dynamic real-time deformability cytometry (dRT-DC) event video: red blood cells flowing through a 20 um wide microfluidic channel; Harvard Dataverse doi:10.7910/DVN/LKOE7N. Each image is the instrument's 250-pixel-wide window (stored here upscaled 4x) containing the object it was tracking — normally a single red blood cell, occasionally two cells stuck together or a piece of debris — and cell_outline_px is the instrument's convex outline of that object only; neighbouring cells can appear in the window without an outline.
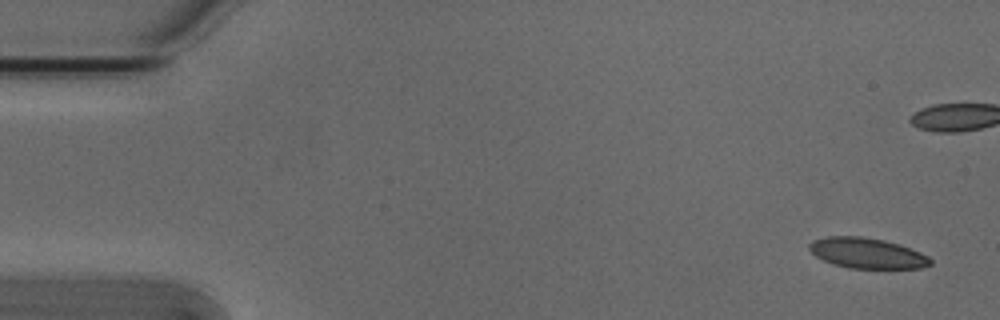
{"species": "Egyptian fruit bat (a non-hibernating species)", "species_latin": "Rousettus aegyptiacus", "temperature_condition": "cold", "stored_images_in_passage": 8, "camera_frame_rate_fps": 3000, "um_per_image_px": 0.085, "animal": {"sex": "male"}, "frame": {"image": 1, "passage_image": 1, "time_ms": 0.0, "image_size_px": [1000, 320], "cell_outline_px": [[932, 264], [920, 268], [848, 268], [832, 264], [816, 256], [808, 248], [808, 244], [812, 240], [828, 236], [860, 236], [884, 240], [900, 244], [920, 252], [928, 256], [932, 260]], "centroid_in_image_um": [73.69, 21.51], "position_along_channel_um": 11.3, "area_um2": 21.56}}
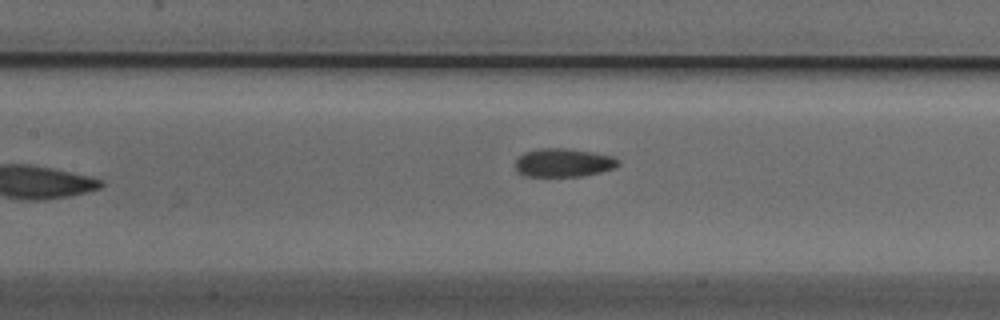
{"frame": {"image": 2, "passage_image": 7, "time_ms": 2.0, "image_size_px": [1000, 320], "cell_outline_px": [[620, 164], [616, 168], [584, 176], [524, 176], [516, 172], [516, 160], [524, 152], [540, 148], [564, 148], [592, 152], [612, 156], [620, 160]], "centroid_in_image_um": [47.9, 13.83], "position_along_channel_um": 159.5, "area_um2": 17.17}}
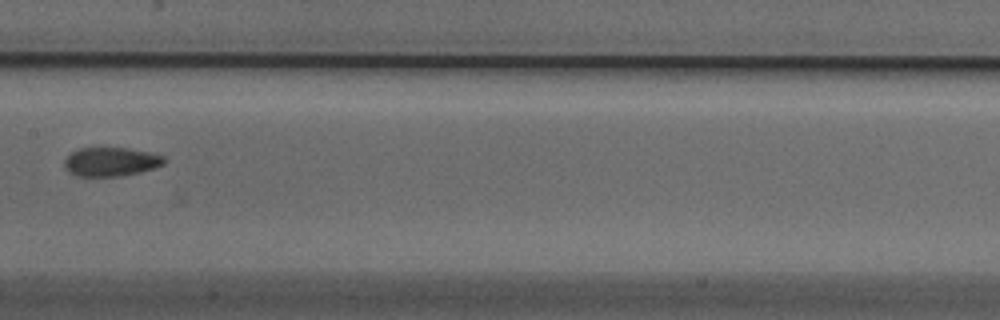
{"frame": {"image": 3, "passage_image": 8, "time_ms": 2.333, "image_size_px": [1000, 320], "cell_outline_px": [[164, 164], [140, 172], [120, 176], [76, 176], [68, 172], [64, 168], [64, 160], [72, 152], [80, 148], [128, 148], [148, 152], [164, 156]], "centroid_in_image_um": [9.39, 13.75], "position_along_channel_um": 198.0, "area_um2": 16.7}}